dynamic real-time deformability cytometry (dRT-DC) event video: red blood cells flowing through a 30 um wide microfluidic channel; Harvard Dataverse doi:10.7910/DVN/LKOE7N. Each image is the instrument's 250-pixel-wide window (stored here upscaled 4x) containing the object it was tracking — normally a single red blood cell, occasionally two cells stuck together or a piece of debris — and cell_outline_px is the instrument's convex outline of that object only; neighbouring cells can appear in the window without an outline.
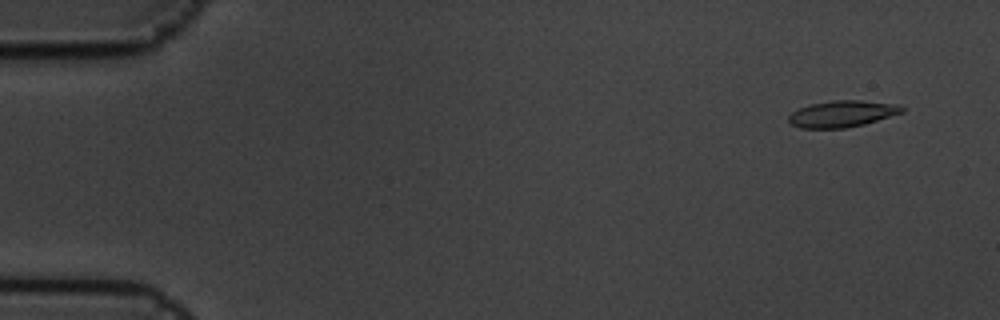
{"species": "common noctule bat (a hibernating species)", "species_latin": "Nyctalus noctula", "temperature_condition": "cold", "stored_images_in_passage": 5, "camera_frame_rate_fps": 3000, "um_per_image_px": 0.085, "animal": {"sex": "male", "body_mass_g": 19.5, "forearm_length_mm": 54.6}, "frame": {"image": 1, "passage_image": 2, "time_ms": 0.333, "image_size_px": [1000, 320], "cell_outline_px": [[904, 112], [864, 124], [844, 128], [800, 128], [792, 124], [788, 120], [788, 116], [792, 112], [808, 104], [832, 100], [864, 100], [900, 104], [904, 108]], "centroid_in_image_um": [71.6, 9.66], "position_along_channel_um": 13.4, "area_um2": 17.63}}